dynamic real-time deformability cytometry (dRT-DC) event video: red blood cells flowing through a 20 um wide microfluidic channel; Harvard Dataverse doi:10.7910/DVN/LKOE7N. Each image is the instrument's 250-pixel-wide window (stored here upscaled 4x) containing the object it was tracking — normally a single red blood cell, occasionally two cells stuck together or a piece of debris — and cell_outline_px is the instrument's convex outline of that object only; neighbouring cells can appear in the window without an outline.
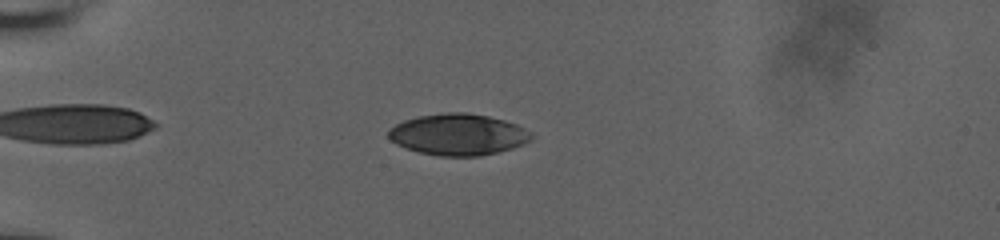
{"species": "human", "species_latin": "Homo sapiens", "temperature_condition": "room temperature", "stored_images_in_passage": 57, "camera_frame_rate_fps": 3000, "um_per_image_px": 0.085, "donor": {"sex": "male"}, "frame": {"image": 1, "passage_image": 18, "time_ms": 5.667, "image_size_px": [1000, 240], "cell_outline_px": [[536, 136], [532, 140], [524, 144], [512, 148], [480, 156], [440, 156], [420, 152], [404, 148], [396, 144], [388, 136], [388, 128], [404, 120], [420, 116], [448, 112], [468, 112], [488, 116], [504, 120], [516, 124], [532, 132]], "centroid_in_image_um": [38.97, 11.43], "position_along_channel_um": 46.0, "area_um2": 34.62}}
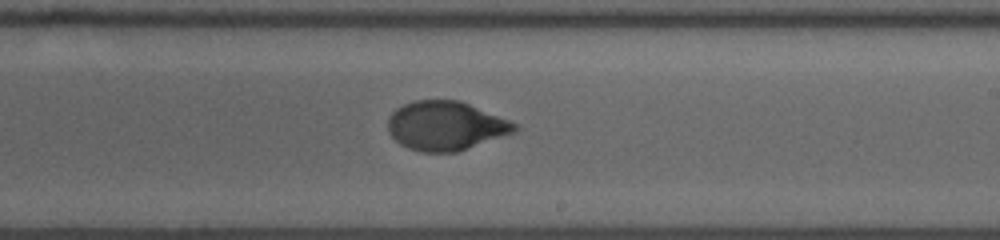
{"frame": {"image": 2, "passage_image": 37, "time_ms": 12.0, "image_size_px": [1000, 240], "cell_outline_px": [[520, 128], [516, 132], [456, 152], [420, 152], [408, 148], [400, 144], [388, 132], [388, 116], [396, 108], [412, 100], [460, 100], [508, 120], [516, 124]], "centroid_in_image_um": [37.86, 10.69], "position_along_channel_um": 251.1, "area_um2": 36.24}}
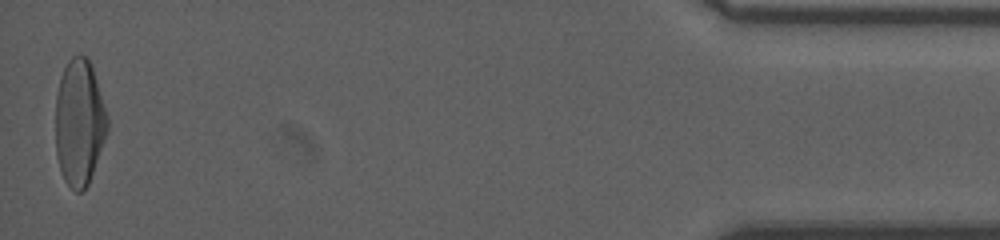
{"frame": {"image": 3, "passage_image": 57, "time_ms": 18.667, "image_size_px": [1000, 240], "cell_outline_px": [[108, 128], [88, 184], [80, 192], [76, 192], [64, 180], [56, 156], [56, 92], [60, 76], [68, 60], [72, 56], [88, 56], [108, 116]], "centroid_in_image_um": [6.72, 10.39], "position_along_channel_um": 428.5, "area_um2": 37.86}, "authors_computed_cell_mechanics": {"area_um2": 36.2406, "velocity_mm_per_s": 3.8593, "shape_relaxation_time_tau1_ms": 3.6912, "shape_relaxation_time_tau2_ms": null, "deformation_change_tau1": 0.1936, "deformation_change_tau2": null}}